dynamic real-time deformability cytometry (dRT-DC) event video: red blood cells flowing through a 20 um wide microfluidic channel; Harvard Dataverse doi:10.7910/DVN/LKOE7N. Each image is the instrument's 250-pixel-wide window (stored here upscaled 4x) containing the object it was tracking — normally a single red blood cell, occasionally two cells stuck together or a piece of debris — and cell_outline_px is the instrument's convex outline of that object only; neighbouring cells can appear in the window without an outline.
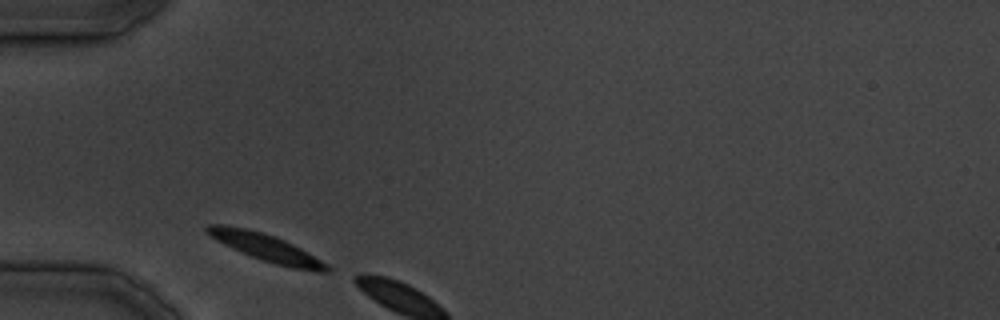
{"species": "common noctule bat (a hibernating species)", "species_latin": "Nyctalus noctula", "temperature_condition": "cold", "stored_images_in_passage": 2, "camera_frame_rate_fps": 3000, "um_per_image_px": 0.085, "animal": {"sex": "male", "body_mass_g": 19.5, "forearm_length_mm": 54.6}, "frame": {"image": 1, "passage_image": 1, "time_ms": 0.0, "image_size_px": [1000, 320], "cell_outline_px": [[332, 272], [320, 272], [292, 268], [276, 264], [252, 256], [232, 248], [216, 240], [204, 232], [204, 228], [208, 224], [224, 224], [248, 228], [264, 232], [284, 240], [300, 248], [328, 264], [332, 268]], "centroid_in_image_um": [22.61, 21.03], "position_along_channel_um": 62.4, "area_um2": 19.13}}